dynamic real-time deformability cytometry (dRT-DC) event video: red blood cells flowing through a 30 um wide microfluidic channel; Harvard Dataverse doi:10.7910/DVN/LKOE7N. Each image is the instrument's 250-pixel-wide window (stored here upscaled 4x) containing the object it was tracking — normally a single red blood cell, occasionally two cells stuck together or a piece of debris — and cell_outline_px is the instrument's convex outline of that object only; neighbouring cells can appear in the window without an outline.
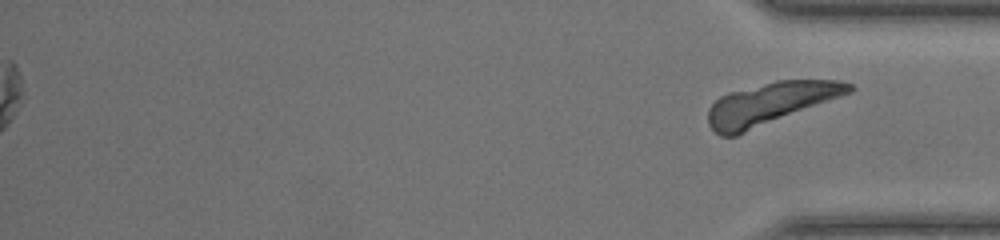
{"species": "common noctule bat (a hibernating species)", "species_latin": "Nyctalus noctula", "temperature_condition": "warm", "stored_images_in_passage": 36, "segment_of_instrument_passage": [2, 2], "camera_frame_rate_fps": 3000, "um_per_image_px": 0.085, "animal": {"sex": "female", "body_mass_g": 17.0, "forearm_length_mm": 48.0}, "frame": {"image": 1, "passage_image": 36, "time_ms": 11.667, "image_size_px": [1000, 240], "cell_outline_px": [[856, 88], [852, 92], [736, 136], [720, 136], [708, 124], [708, 108], [720, 96], [728, 92], [776, 80], [840, 80], [852, 84]], "centroid_in_image_um": [65.47, 8.79], "position_along_channel_um": 369.7, "area_um2": 34.45}}